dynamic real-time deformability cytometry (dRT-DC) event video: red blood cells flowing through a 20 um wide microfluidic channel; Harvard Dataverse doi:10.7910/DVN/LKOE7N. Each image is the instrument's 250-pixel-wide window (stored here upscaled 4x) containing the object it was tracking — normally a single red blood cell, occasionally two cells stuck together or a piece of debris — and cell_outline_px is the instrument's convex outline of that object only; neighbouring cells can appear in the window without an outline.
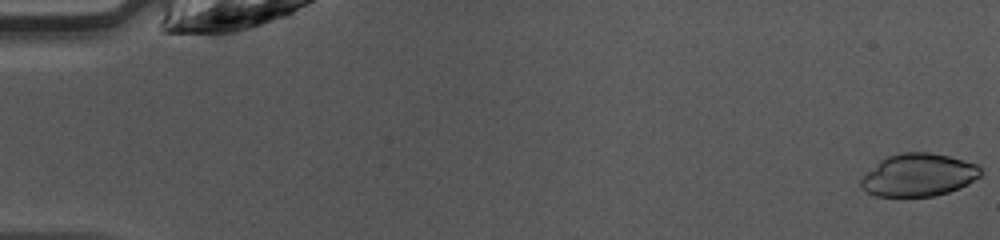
{"species": "common noctule bat (a hibernating species)", "species_latin": "Nyctalus noctula", "temperature_condition": "warm", "stored_images_in_passage": 47, "camera_frame_rate_fps": 3000, "um_per_image_px": 0.085, "animal": {"sex": "female", "body_mass_g": 10.0, "forearm_length_mm": 53.1}, "frame": {"image": 1, "passage_image": 1, "time_ms": 0.0, "image_size_px": [1000, 240], "cell_outline_px": [[980, 176], [968, 184], [960, 188], [936, 196], [876, 196], [860, 188], [860, 180], [880, 160], [888, 156], [904, 152], [928, 152], [948, 156], [976, 164], [980, 168]], "centroid_in_image_um": [78.07, 14.88], "position_along_channel_um": 6.9, "area_um2": 29.54}}
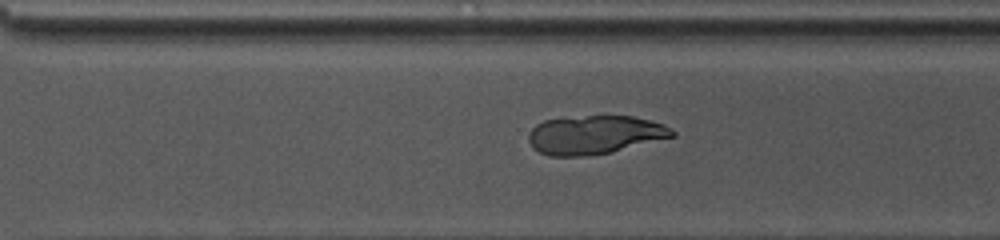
{"frame": {"image": 2, "passage_image": 33, "time_ms": 10.667, "image_size_px": [1000, 240], "cell_outline_px": [[676, 136], [612, 152], [584, 156], [548, 156], [532, 148], [528, 140], [528, 132], [536, 124], [544, 120], [588, 116], [632, 116], [664, 124], [672, 128], [676, 132]], "centroid_in_image_um": [50.55, 11.47], "position_along_channel_um": 320.0, "area_um2": 32.43}}
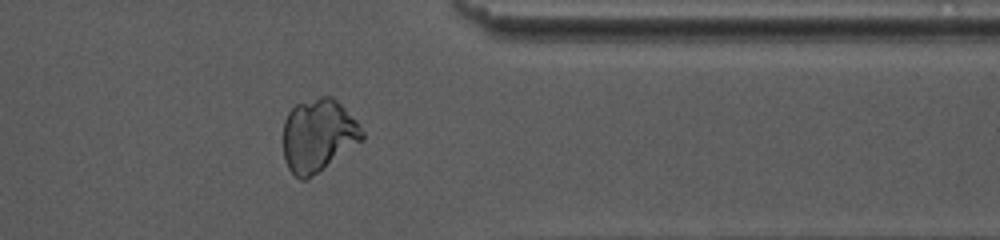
{"frame": {"image": 3, "passage_image": 38, "time_ms": 12.333, "image_size_px": [1000, 240], "cell_outline_px": [[364, 140], [312, 176], [304, 180], [300, 180], [288, 168], [284, 160], [284, 120], [288, 112], [296, 104], [320, 96], [332, 96], [360, 124], [364, 132]], "centroid_in_image_um": [27.06, 11.5], "position_along_channel_um": 384.3, "area_um2": 33.47}}